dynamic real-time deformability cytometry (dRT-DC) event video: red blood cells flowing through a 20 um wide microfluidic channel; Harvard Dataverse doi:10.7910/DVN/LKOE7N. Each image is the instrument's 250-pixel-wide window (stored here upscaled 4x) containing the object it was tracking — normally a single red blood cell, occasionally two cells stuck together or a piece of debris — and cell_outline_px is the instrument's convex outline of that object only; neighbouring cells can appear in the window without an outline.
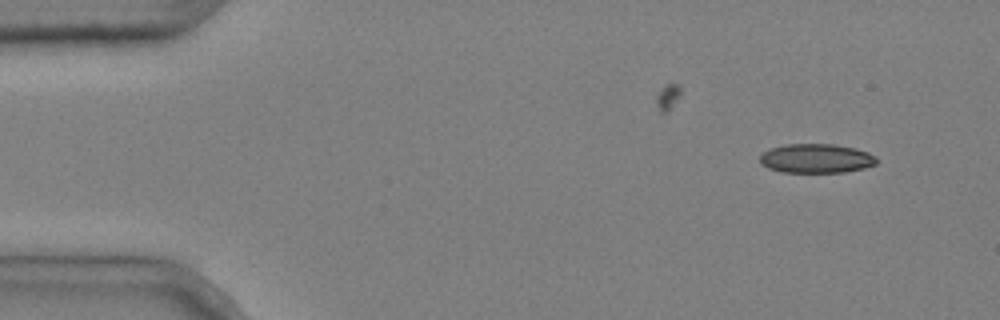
{"species": "common noctule bat (a hibernating species)", "species_latin": "Nyctalus noctula", "temperature_condition": "cold", "stored_images_in_passage": 3, "camera_frame_rate_fps": 3000, "um_per_image_px": 0.085, "animal": {"sex": "male", "body_mass_g": 20.4}, "frame": {"image": 1, "passage_image": 1, "time_ms": 0.0, "image_size_px": [1000, 320], "cell_outline_px": [[876, 164], [864, 168], [844, 172], [780, 172], [768, 168], [760, 164], [760, 156], [768, 148], [784, 144], [832, 144], [856, 148], [868, 152], [876, 156]], "centroid_in_image_um": [69.35, 13.46], "position_along_channel_um": 15.6, "area_um2": 20.0}}